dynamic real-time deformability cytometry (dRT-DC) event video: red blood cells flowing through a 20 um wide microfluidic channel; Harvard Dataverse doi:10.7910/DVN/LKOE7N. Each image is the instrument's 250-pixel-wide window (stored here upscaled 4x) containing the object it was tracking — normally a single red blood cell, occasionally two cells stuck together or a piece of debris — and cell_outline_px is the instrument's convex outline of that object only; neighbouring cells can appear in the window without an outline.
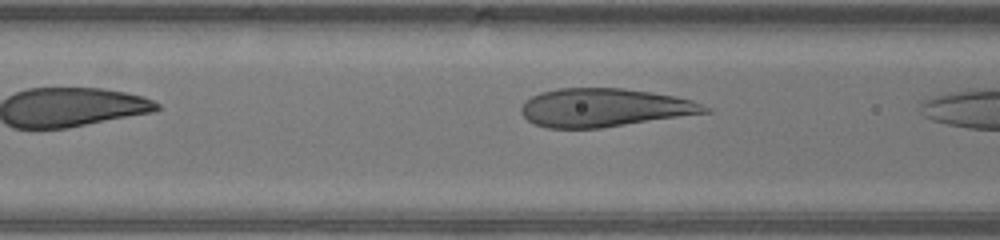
{"species": "human", "species_latin": "Homo sapiens", "temperature_condition": "warm", "stored_images_in_passage": 5, "camera_frame_rate_fps": 3000, "um_per_image_px": 0.085, "donor": {"sex": "male"}, "frame": {"image": 1, "passage_image": 4, "time_ms": 1.0, "image_size_px": [1000, 240], "cell_outline_px": [[712, 112], [600, 128], [548, 128], [536, 124], [528, 120], [520, 112], [520, 108], [524, 100], [540, 92], [556, 88], [624, 88], [652, 92], [676, 96], [692, 100], [712, 108]], "centroid_in_image_um": [51.38, 9.14], "position_along_channel_um": 115.2, "area_um2": 41.27}}